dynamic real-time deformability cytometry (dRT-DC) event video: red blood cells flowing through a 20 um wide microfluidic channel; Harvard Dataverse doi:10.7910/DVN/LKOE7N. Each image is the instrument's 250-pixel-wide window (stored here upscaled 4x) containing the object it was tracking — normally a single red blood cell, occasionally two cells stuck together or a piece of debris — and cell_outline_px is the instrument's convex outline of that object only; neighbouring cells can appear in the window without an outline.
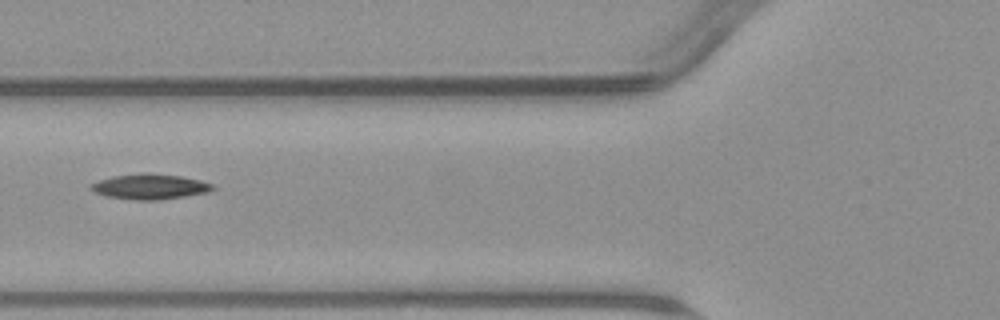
{"species": "common noctule bat (a hibernating species)", "species_latin": "Nyctalus noctula", "temperature_condition": "warm", "stored_images_in_passage": 7, "camera_frame_rate_fps": 3000, "um_per_image_px": 0.085, "animal": {"sex": "male", "body_mass_g": 23.1, "forearm_length_mm": 52.7}, "frame": {"image": 1, "passage_image": 7, "time_ms": 7.333, "image_size_px": [1000, 320], "cell_outline_px": [[216, 188], [208, 192], [160, 200], [136, 200], [108, 196], [96, 192], [88, 188], [88, 184], [112, 176], [144, 172], [148, 172], [180, 176], [200, 180], [212, 184]], "centroid_in_image_um": [12.73, 15.85], "position_along_channel_um": 113.1, "area_um2": 17.98}}